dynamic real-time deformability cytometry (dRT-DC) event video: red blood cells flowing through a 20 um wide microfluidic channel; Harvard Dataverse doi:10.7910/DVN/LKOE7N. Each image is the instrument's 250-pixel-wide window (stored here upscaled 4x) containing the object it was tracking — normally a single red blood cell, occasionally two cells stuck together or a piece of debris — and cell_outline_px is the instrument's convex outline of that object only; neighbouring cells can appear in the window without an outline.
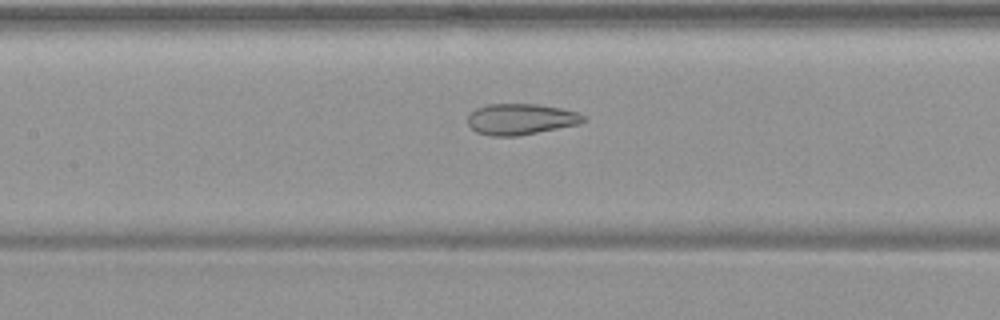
{"species": "common noctule bat (a hibernating species)", "species_latin": "Nyctalus noctula", "temperature_condition": "warm", "stored_images_in_passage": 54, "camera_frame_rate_fps": 3000, "um_per_image_px": 0.085, "animal": {"sex": "female", "body_mass_g": 19.9}, "frame": {"image": 1, "passage_image": 26, "time_ms": 8.333, "image_size_px": [1000, 320], "cell_outline_px": [[584, 120], [580, 124], [516, 136], [492, 136], [476, 132], [468, 124], [468, 116], [476, 108], [488, 104], [540, 104], [560, 108], [576, 112], [584, 116]], "centroid_in_image_um": [44.25, 10.13], "position_along_channel_um": 163.2, "area_um2": 20.75}}
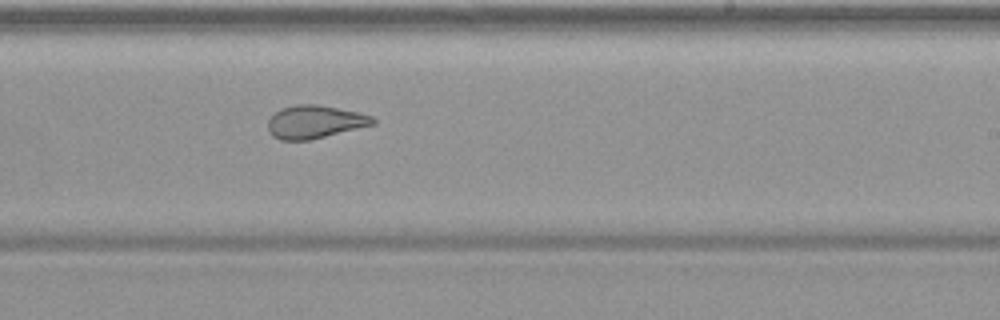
{"frame": {"image": 2, "passage_image": 34, "time_ms": 11.0, "image_size_px": [1000, 320], "cell_outline_px": [[376, 124], [312, 140], [280, 140], [272, 136], [268, 132], [268, 120], [280, 108], [296, 104], [316, 104], [356, 112], [372, 116], [376, 120]], "centroid_in_image_um": [26.74, 10.37], "position_along_channel_um": 262.3, "area_um2": 20.29}}
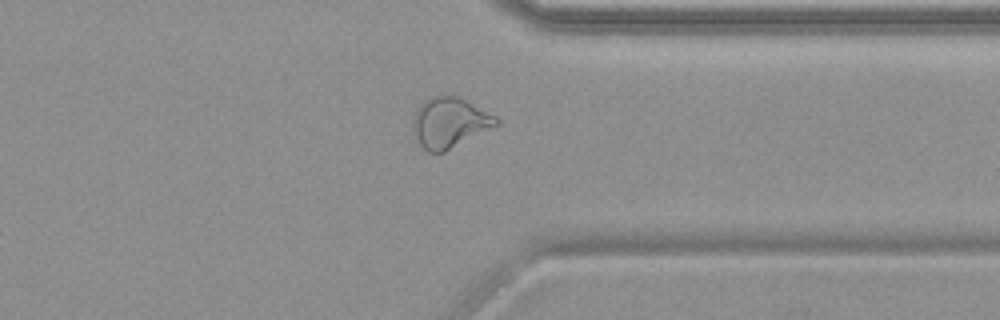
{"frame": {"image": 3, "passage_image": 43, "time_ms": 14.0, "image_size_px": [1000, 320], "cell_outline_px": [[500, 124], [444, 152], [428, 152], [420, 144], [416, 136], [412, 124], [412, 120], [416, 108], [424, 100], [432, 96], [456, 96], [496, 116], [500, 120]], "centroid_in_image_um": [38.21, 10.42], "position_along_channel_um": 373.2, "area_um2": 24.1}, "authors_computed_cell_mechanics": {"area_um2": 26.5013, "velocity_mm_per_s": 3.74, "shape_relaxation_time_tau1_ms": null, "shape_relaxation_time_tau2_ms": 1.6402, "deformation_change_tau1": null, "deformation_change_tau2": 0.0826}}